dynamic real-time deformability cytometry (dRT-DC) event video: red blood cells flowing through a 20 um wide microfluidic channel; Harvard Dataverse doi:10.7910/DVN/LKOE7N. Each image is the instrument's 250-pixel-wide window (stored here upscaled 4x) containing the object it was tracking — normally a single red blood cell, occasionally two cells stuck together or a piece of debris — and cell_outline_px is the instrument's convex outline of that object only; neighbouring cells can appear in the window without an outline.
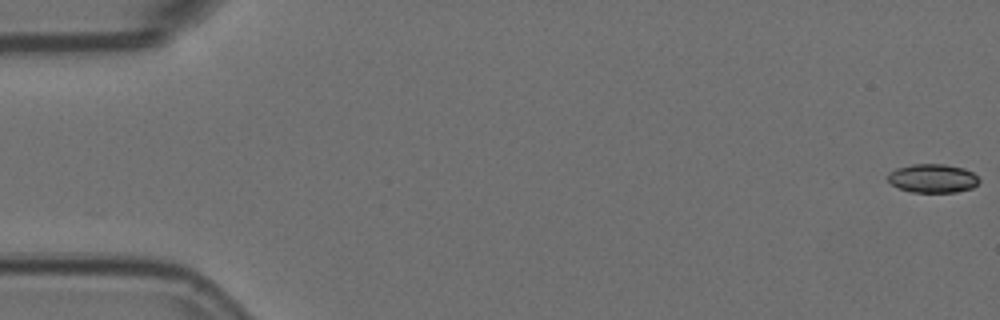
{"species": "Egyptian fruit bat (a non-hibernating species)", "species_latin": "Rousettus aegyptiacus", "temperature_condition": "room temperature", "stored_images_in_passage": 2, "camera_frame_rate_fps": 3000, "um_per_image_px": 0.085, "animal": {"sex": "female"}, "frame": {"image": 1, "passage_image": 1, "time_ms": 0.0, "image_size_px": [1000, 320], "cell_outline_px": [[980, 180], [972, 188], [956, 192], [912, 192], [900, 188], [892, 184], [888, 180], [888, 172], [896, 168], [912, 164], [944, 164], [964, 168], [972, 172]], "centroid_in_image_um": [79.27, 15.15], "position_along_channel_um": 5.7, "area_um2": 15.2}}